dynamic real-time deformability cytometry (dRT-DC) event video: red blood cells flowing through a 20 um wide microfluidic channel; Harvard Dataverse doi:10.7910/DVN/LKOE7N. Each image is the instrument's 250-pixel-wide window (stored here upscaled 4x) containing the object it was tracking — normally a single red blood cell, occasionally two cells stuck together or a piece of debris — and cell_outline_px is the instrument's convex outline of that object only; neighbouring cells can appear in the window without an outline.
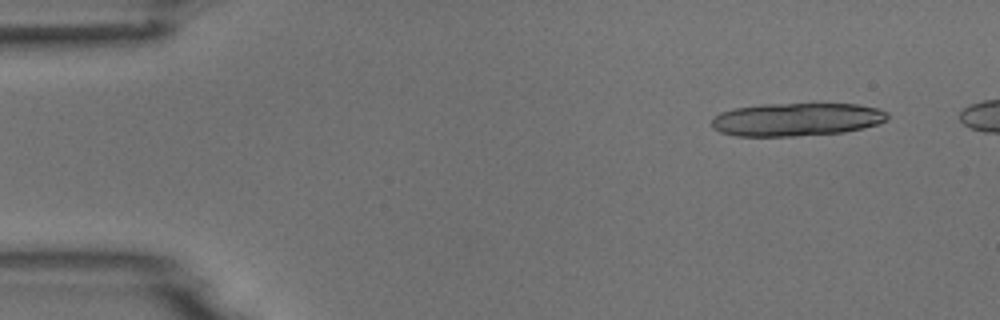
{"species": "common noctule bat (a hibernating species)", "species_latin": "Nyctalus noctula", "temperature_condition": "room temperature", "stored_images_in_passage": 5, "camera_frame_rate_fps": 3000, "um_per_image_px": 0.085, "animal": {"sex": "male", "body_mass_g": 18.8}, "frame": {"image": 1, "passage_image": 1, "time_ms": 0.0, "image_size_px": [1000, 320], "cell_outline_px": [[888, 120], [876, 124], [844, 132], [796, 136], [736, 136], [720, 132], [712, 128], [712, 116], [720, 112], [736, 108], [760, 104], [856, 104], [876, 108], [888, 112]], "centroid_in_image_um": [67.67, 10.15], "position_along_channel_um": 17.3, "area_um2": 33.93}}